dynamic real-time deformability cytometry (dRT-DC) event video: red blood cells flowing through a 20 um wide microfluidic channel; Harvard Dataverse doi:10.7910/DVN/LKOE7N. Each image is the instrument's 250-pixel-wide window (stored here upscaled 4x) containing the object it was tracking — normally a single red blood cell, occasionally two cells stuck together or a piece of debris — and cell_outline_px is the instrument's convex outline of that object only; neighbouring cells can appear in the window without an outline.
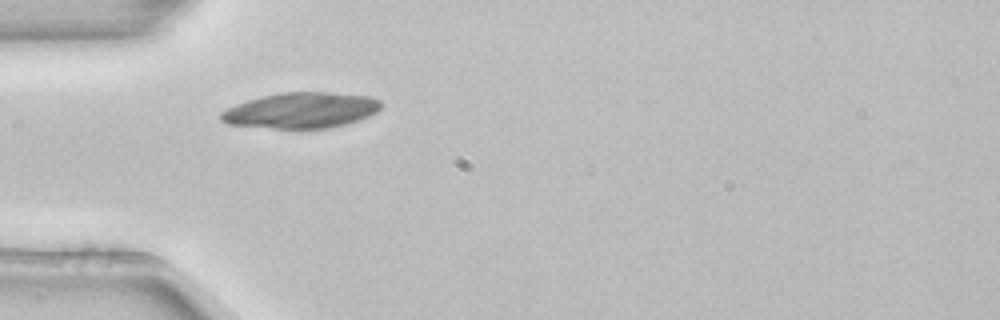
{"species": "common noctule bat (a hibernating species)", "species_latin": "Nyctalus noctula", "temperature_condition": "room temperature", "stored_images_in_passage": 1, "camera_frame_rate_fps": 3000, "um_per_image_px": 0.085, "animal": {"sex": "female", "body_mass_g": 22.7, "forearm_length_mm": 54.2}, "frame": {"image": 1, "passage_image": 1, "time_ms": 0.0, "image_size_px": [1000, 320], "cell_outline_px": [[380, 108], [376, 112], [360, 120], [332, 128], [300, 132], [296, 132], [228, 124], [220, 120], [220, 112], [236, 104], [248, 100], [280, 92], [328, 92], [372, 96], [380, 100]], "centroid_in_image_um": [25.59, 9.43], "position_along_channel_um": 59.4, "area_um2": 34.51}}